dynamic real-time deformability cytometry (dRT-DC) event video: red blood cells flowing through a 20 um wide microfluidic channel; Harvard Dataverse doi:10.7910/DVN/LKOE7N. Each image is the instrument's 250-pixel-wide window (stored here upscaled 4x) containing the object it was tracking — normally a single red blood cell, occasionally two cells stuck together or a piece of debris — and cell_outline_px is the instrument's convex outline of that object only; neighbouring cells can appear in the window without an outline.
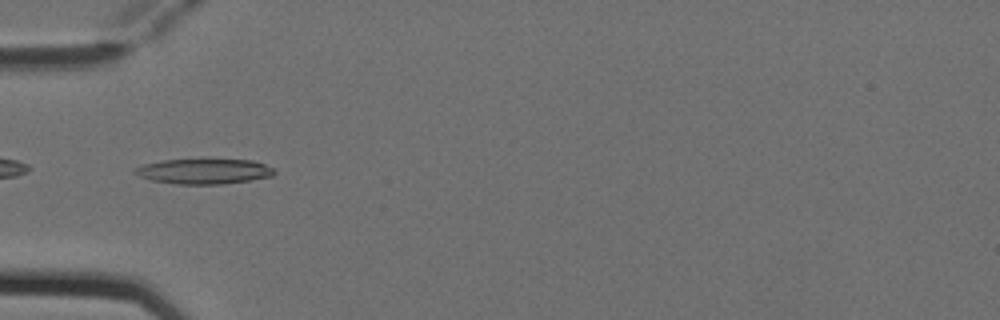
{"species": "Egyptian fruit bat (a non-hibernating species)", "species_latin": "Rousettus aegyptiacus", "temperature_condition": "cold", "stored_images_in_passage": 5, "camera_frame_rate_fps": 3000, "um_per_image_px": 0.085, "animal": {"sex": "female"}, "frame": {"image": 1, "passage_image": 3, "time_ms": 0.667, "image_size_px": [1000, 320], "cell_outline_px": [[276, 172], [272, 176], [248, 180], [220, 184], [176, 184], [152, 180], [140, 176], [132, 172], [136, 168], [144, 164], [164, 160], [252, 160], [264, 164], [272, 168]], "centroid_in_image_um": [17.33, 14.57], "position_along_channel_um": 67.7, "area_um2": 20.06}}
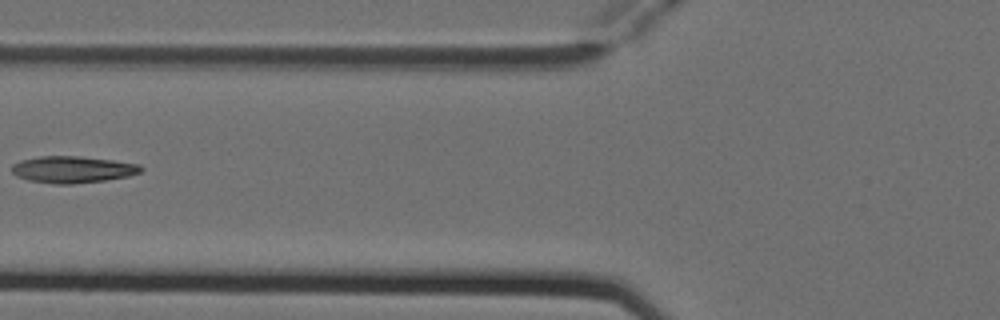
{"frame": {"image": 2, "passage_image": 4, "time_ms": 1.0, "image_size_px": [1000, 320], "cell_outline_px": [[144, 168], [140, 172], [128, 176], [104, 180], [72, 184], [52, 184], [28, 180], [16, 176], [12, 172], [12, 164], [20, 160], [40, 156], [80, 156], [112, 160], [140, 164]], "centroid_in_image_um": [6.15, 14.4], "position_along_channel_um": 119.6, "area_um2": 20.17}}
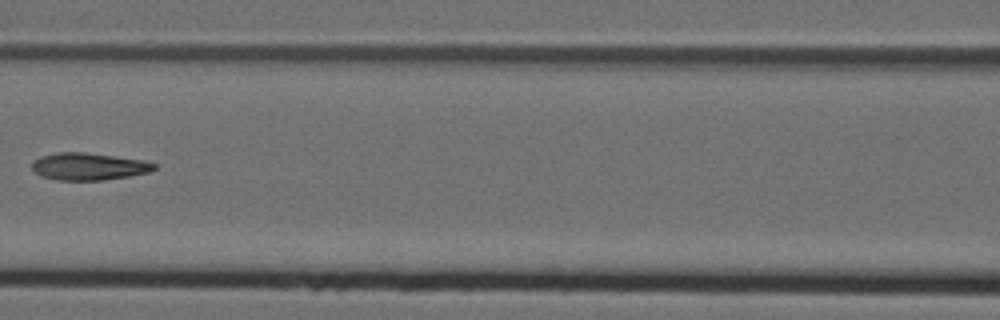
{"frame": {"image": 3, "passage_image": 5, "time_ms": 1.333, "image_size_px": [1000, 320], "cell_outline_px": [[156, 168], [148, 172], [128, 176], [104, 180], [56, 180], [40, 176], [32, 168], [32, 160], [40, 156], [60, 152], [84, 152], [144, 160], [156, 164]], "centroid_in_image_um": [7.51, 14.15], "position_along_channel_um": 159.1, "area_um2": 19.36}}